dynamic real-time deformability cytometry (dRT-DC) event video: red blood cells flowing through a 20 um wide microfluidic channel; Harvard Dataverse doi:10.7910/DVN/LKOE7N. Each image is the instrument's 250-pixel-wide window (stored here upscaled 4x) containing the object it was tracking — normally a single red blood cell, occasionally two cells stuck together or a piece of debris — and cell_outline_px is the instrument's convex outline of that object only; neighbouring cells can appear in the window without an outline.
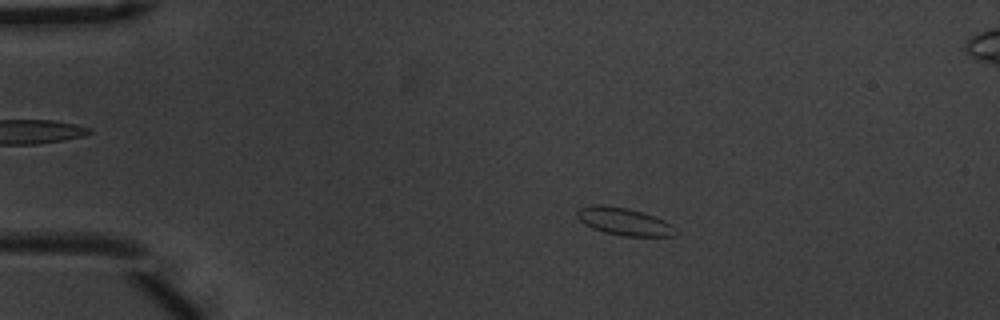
{"species": "common noctule bat (a hibernating species)", "species_latin": "Nyctalus noctula", "temperature_condition": "warm", "stored_images_in_passage": 56, "camera_frame_rate_fps": 3000, "um_per_image_px": 0.085, "animal": {"sex": "male", "body_mass_g": 20.1, "forearm_length_mm": 53.5}, "frame": {"image": 1, "passage_image": 11, "time_ms": 3.333, "image_size_px": [1000, 320], "cell_outline_px": [[676, 236], [624, 236], [604, 232], [592, 228], [584, 224], [576, 216], [576, 212], [580, 208], [592, 204], [604, 204], [628, 208], [664, 220], [672, 224], [676, 228]], "centroid_in_image_um": [53.03, 18.82], "position_along_channel_um": 32.0, "area_um2": 15.84}}
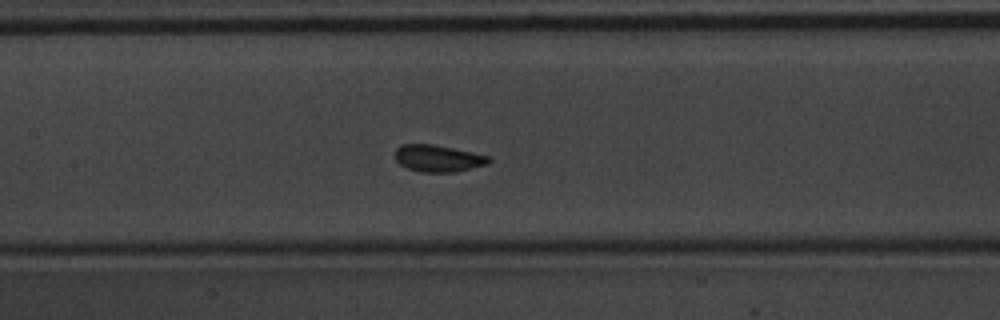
{"frame": {"image": 2, "passage_image": 27, "time_ms": 8.667, "image_size_px": [1000, 320], "cell_outline_px": [[492, 160], [488, 164], [456, 172], [420, 172], [408, 168], [400, 164], [396, 160], [396, 148], [400, 144], [432, 144], [472, 152], [488, 156]], "centroid_in_image_um": [37.24, 13.46], "position_along_channel_um": 170.2, "area_um2": 14.62}}
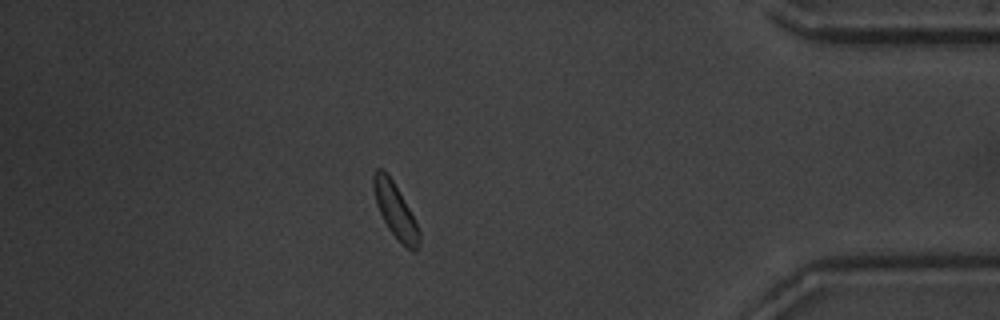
{"frame": {"image": 3, "passage_image": 49, "time_ms": 16.0, "image_size_px": [1000, 320], "cell_outline_px": [[420, 244], [416, 252], [412, 252], [388, 228], [376, 204], [372, 188], [372, 176], [376, 168], [384, 168], [388, 172], [408, 208], [420, 232]], "centroid_in_image_um": [33.56, 17.83], "position_along_channel_um": 401.6, "area_um2": 14.33}}